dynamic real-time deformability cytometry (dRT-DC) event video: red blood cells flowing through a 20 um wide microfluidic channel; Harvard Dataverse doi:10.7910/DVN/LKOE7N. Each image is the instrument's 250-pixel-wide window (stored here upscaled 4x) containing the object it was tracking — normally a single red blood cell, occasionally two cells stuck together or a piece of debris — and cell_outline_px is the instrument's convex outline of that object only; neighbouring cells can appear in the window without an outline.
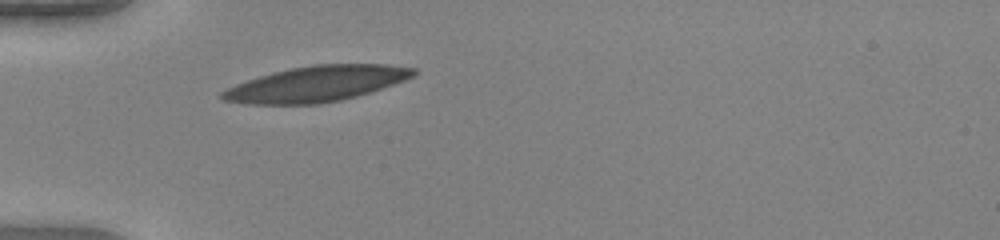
{"species": "human", "species_latin": "Homo sapiens", "temperature_condition": "warm", "stored_images_in_passage": 30, "camera_frame_rate_fps": 3000, "um_per_image_px": 0.085, "donor": {"sex": "female"}, "frame": {"image": 1, "passage_image": 1, "time_ms": 0.0, "image_size_px": [1000, 240], "cell_outline_px": [[416, 76], [356, 96], [340, 100], [320, 104], [248, 104], [224, 100], [220, 96], [220, 92], [236, 84], [272, 72], [312, 64], [384, 64], [416, 68]], "centroid_in_image_um": [26.89, 7.12], "position_along_channel_um": 58.1, "area_um2": 39.3}}
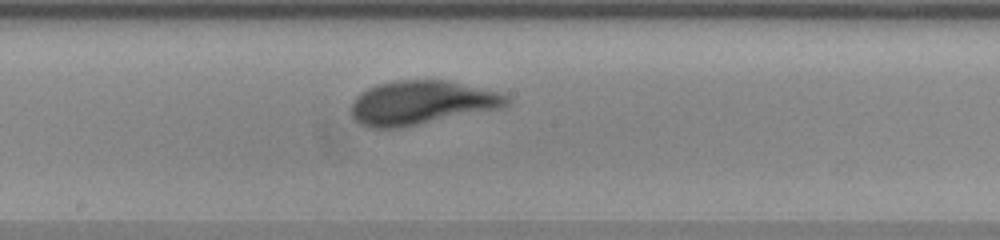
{"frame": {"image": 2, "passage_image": 13, "time_ms": 4.0, "image_size_px": [1000, 240], "cell_outline_px": [[508, 104], [504, 108], [400, 128], [368, 128], [360, 124], [352, 116], [352, 104], [356, 96], [360, 92], [368, 88], [380, 84], [396, 80], [448, 80], [496, 92], [508, 96]], "centroid_in_image_um": [35.82, 8.74], "position_along_channel_um": 212.4, "area_um2": 39.77}}
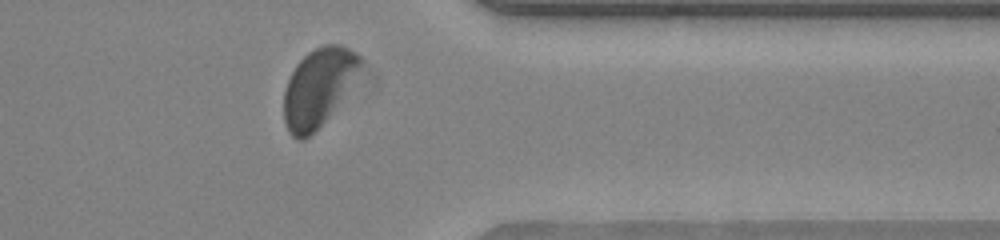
{"frame": {"image": 3, "passage_image": 26, "time_ms": 8.333, "image_size_px": [1000, 240], "cell_outline_px": [[376, 80], [304, 140], [296, 140], [288, 132], [284, 120], [284, 92], [288, 80], [296, 64], [308, 52], [324, 44], [340, 44], [356, 52], [364, 60], [376, 76]], "centroid_in_image_um": [27.47, 7.43], "position_along_channel_um": 383.9, "area_um2": 39.82}, "authors_computed_cell_mechanics": {"area_um2": 39.5641, "velocity_mm_per_s": 4.0947, "shape_relaxation_time_tau1_ms": 1.9173, "shape_relaxation_time_tau2_ms": 0.743, "deformation_change_tau1": 0.1367, "deformation_change_tau2": 0.0715}}